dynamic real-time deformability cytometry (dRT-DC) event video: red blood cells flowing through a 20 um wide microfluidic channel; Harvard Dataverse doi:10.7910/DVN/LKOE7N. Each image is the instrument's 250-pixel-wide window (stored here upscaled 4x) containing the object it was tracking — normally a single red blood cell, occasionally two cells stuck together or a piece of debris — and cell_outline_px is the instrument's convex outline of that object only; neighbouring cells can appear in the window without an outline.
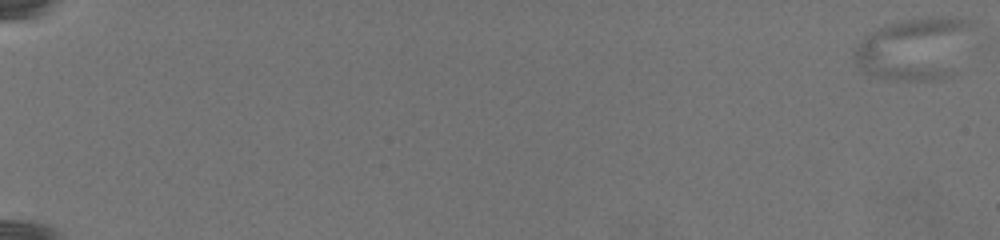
{"species": "common noctule bat (a hibernating species)", "species_latin": "Nyctalus noctula", "temperature_condition": "warm", "stored_images_in_passage": 13, "camera_frame_rate_fps": 3000, "um_per_image_px": 0.085, "animal": {"sex": "female", "body_mass_g": 19.5, "forearm_length_mm": 54.1}, "frame": {"image": 1, "passage_image": 1, "time_ms": 0.0, "image_size_px": [1000, 240], "cell_outline_px": [[972, 24], [952, 72], [948, 76], [928, 80], [896, 80], [876, 76], [864, 72], [856, 64], [852, 56], [852, 52], [864, 36], [884, 24], [904, 20], [932, 16], [956, 16], [972, 20]], "centroid_in_image_um": [77.64, 4.1], "position_along_channel_um": 7.4, "area_um2": 42.37}}
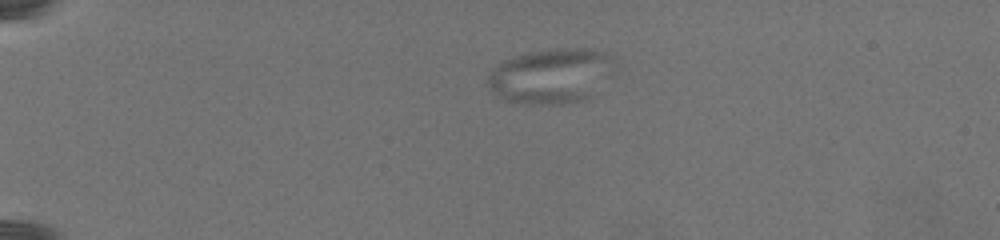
{"frame": {"image": 2, "passage_image": 7, "time_ms": 7.333, "image_size_px": [1000, 240], "cell_outline_px": [[612, 56], [588, 96], [584, 100], [560, 104], [524, 104], [500, 100], [488, 88], [488, 76], [492, 68], [500, 60], [528, 52], [556, 48], [592, 48], [612, 52]], "centroid_in_image_um": [46.61, 6.43], "position_along_channel_um": 38.4, "area_um2": 39.65}}
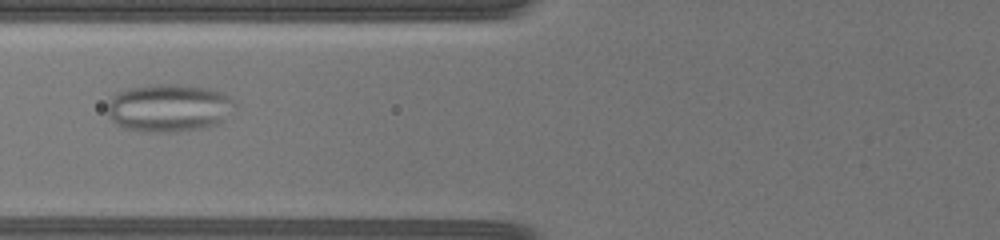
{"frame": {"image": 3, "passage_image": 12, "time_ms": 12.667, "image_size_px": [1000, 240], "cell_outline_px": [[240, 104], [236, 108], [216, 124], [208, 128], [176, 132], [136, 132], [124, 128], [112, 120], [108, 116], [104, 108], [108, 100], [116, 92], [128, 88], [156, 84], [180, 84], [208, 88], [220, 92], [228, 96]], "centroid_in_image_um": [14.33, 9.18], "position_along_channel_um": 111.5, "area_um2": 36.36}}